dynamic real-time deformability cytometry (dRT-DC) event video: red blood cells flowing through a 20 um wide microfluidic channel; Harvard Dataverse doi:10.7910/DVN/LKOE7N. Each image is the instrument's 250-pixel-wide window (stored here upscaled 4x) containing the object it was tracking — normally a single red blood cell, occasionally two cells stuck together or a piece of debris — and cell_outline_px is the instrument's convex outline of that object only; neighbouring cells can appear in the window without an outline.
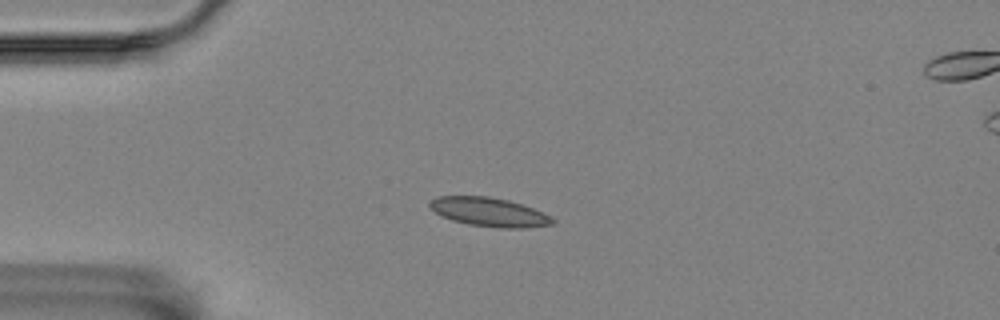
{"species": "Egyptian fruit bat (a non-hibernating species)", "species_latin": "Rousettus aegyptiacus", "temperature_condition": "room temperature", "stored_images_in_passage": 7, "camera_frame_rate_fps": 3000, "um_per_image_px": 0.085, "animal": {"sex": "female"}, "frame": {"image": 1, "passage_image": 4, "time_ms": 1.0, "image_size_px": [1000, 320], "cell_outline_px": [[556, 220], [552, 224], [524, 228], [496, 228], [468, 224], [452, 220], [436, 212], [428, 204], [436, 196], [488, 196], [508, 200], [532, 208], [552, 216]], "centroid_in_image_um": [41.6, 18.03], "position_along_channel_um": 43.4, "area_um2": 20.52}}
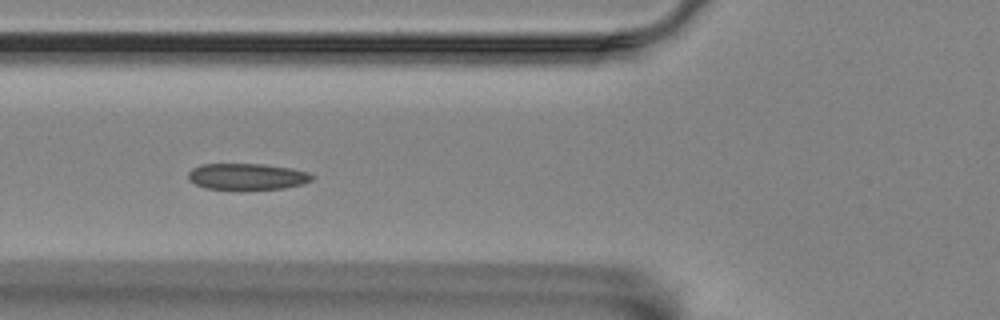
{"frame": {"image": 2, "passage_image": 6, "time_ms": 1.667, "image_size_px": [1000, 320], "cell_outline_px": [[316, 176], [312, 180], [304, 184], [284, 188], [204, 188], [188, 180], [188, 172], [192, 168], [200, 164], [264, 164], [292, 168], [308, 172]], "centroid_in_image_um": [21.03, 14.98], "position_along_channel_um": 104.8, "area_um2": 18.84}}
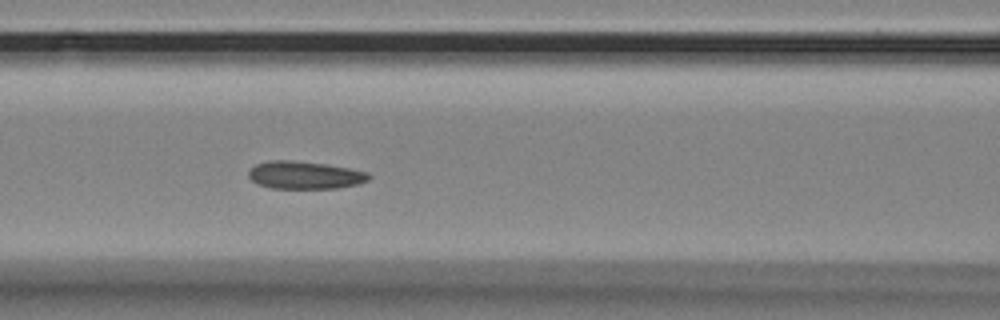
{"frame": {"image": 3, "passage_image": 7, "time_ms": 2.0, "image_size_px": [1000, 320], "cell_outline_px": [[372, 176], [368, 180], [360, 184], [336, 188], [272, 188], [256, 184], [248, 176], [248, 172], [256, 164], [268, 160], [288, 160], [324, 164], [348, 168], [368, 172]], "centroid_in_image_um": [25.91, 14.89], "position_along_channel_um": 140.7, "area_um2": 19.36}}